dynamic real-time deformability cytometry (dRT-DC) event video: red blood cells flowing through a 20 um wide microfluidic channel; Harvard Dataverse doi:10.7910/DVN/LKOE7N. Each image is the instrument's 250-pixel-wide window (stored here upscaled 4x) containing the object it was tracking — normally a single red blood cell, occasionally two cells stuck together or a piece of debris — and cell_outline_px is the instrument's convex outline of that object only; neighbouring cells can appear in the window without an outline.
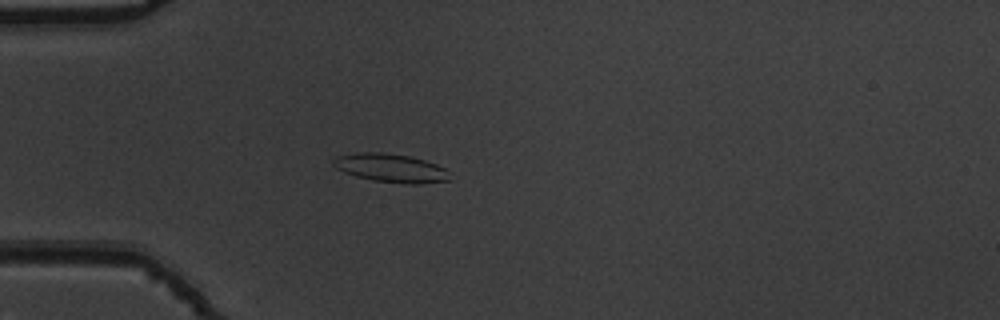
{"species": "common noctule bat (a hibernating species)", "species_latin": "Nyctalus noctula", "temperature_condition": "warm", "stored_images_in_passage": 54, "camera_frame_rate_fps": 3000, "um_per_image_px": 0.085, "animal": {"sex": "male", "body_mass_g": 19.5, "forearm_length_mm": 54.6}, "frame": {"image": 1, "passage_image": 16, "time_ms": 5.0, "image_size_px": [1000, 320], "cell_outline_px": [[452, 180], [420, 184], [408, 184], [372, 180], [356, 176], [344, 172], [336, 168], [332, 164], [332, 160], [336, 156], [356, 152], [384, 152], [408, 156], [424, 160], [436, 164], [444, 168], [448, 172]], "centroid_in_image_um": [33.21, 14.28], "position_along_channel_um": 51.8, "area_um2": 19.48}}
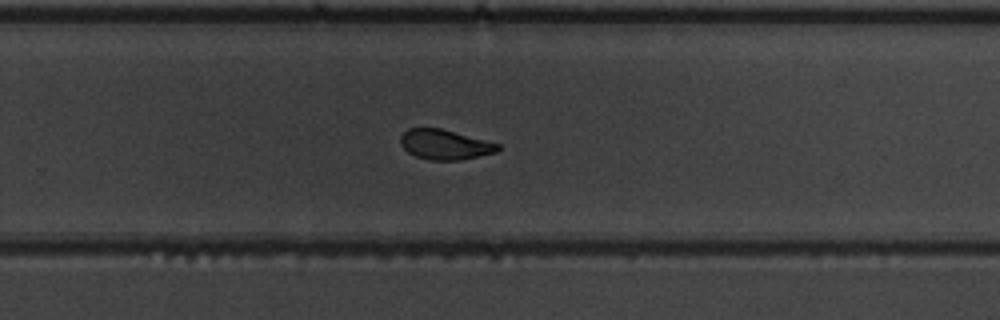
{"frame": {"image": 2, "passage_image": 36, "time_ms": 11.667, "image_size_px": [1000, 320], "cell_outline_px": [[500, 148], [496, 152], [460, 160], [432, 160], [416, 156], [408, 152], [400, 144], [400, 136], [408, 128], [440, 128], [500, 144]], "centroid_in_image_um": [37.79, 12.28], "position_along_channel_um": 292.0, "area_um2": 16.82}}
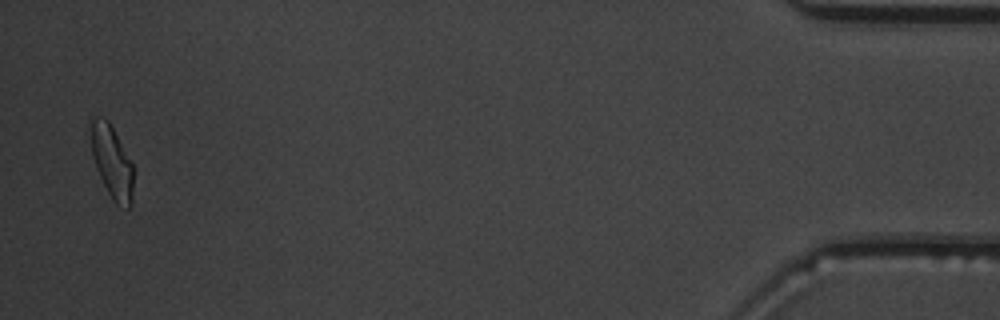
{"frame": {"image": 3, "passage_image": 53, "time_ms": 17.333, "image_size_px": [1000, 320], "cell_outline_px": [[132, 204], [128, 208], [116, 204], [112, 200], [96, 168], [92, 156], [88, 120], [96, 116], [104, 116], [108, 120], [132, 164]], "centroid_in_image_um": [9.45, 13.7], "position_along_channel_um": 425.7, "area_um2": 18.03}, "authors_computed_cell_mechanics": {"area_um2": 18.1203, "velocity_mm_per_s": 3.8016, "shape_relaxation_time_tau1_ms": 6.4306, "shape_relaxation_time_tau2_ms": 1.9203, "deformation_change_tau1": 0.2055, "deformation_change_tau2": 0.0835}}